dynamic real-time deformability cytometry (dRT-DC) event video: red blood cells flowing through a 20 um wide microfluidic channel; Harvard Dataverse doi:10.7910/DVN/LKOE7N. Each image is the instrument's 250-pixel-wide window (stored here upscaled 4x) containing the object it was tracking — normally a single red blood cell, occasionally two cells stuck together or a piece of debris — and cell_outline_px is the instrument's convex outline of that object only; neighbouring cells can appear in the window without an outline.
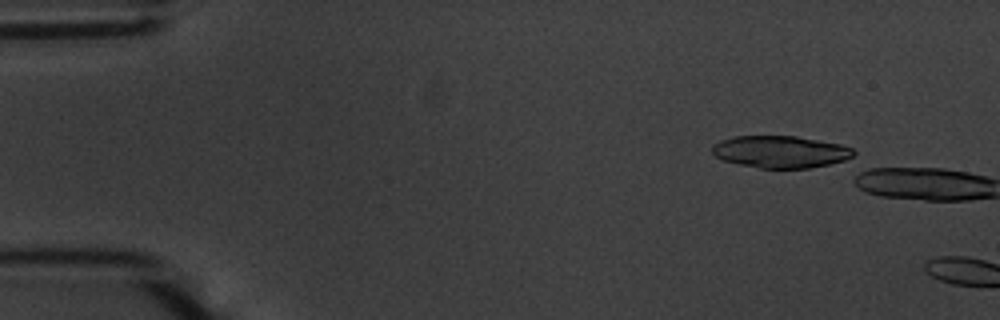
{"species": "common noctule bat (a hibernating species)", "species_latin": "Nyctalus noctula", "temperature_condition": "warm", "stored_images_in_passage": 1, "camera_frame_rate_fps": 3000, "um_per_image_px": 0.085, "animal": {"sex": "male", "body_mass_g": 20.1, "forearm_length_mm": 53.5}, "frame": {"image": 1, "passage_image": 1, "time_ms": 0.0, "image_size_px": [1000, 320], "cell_outline_px": [[856, 152], [852, 156], [844, 160], [828, 164], [808, 168], [760, 168], [740, 164], [724, 160], [716, 156], [712, 152], [712, 144], [720, 140], [732, 136], [796, 136], [840, 144], [852, 148]], "centroid_in_image_um": [66.31, 12.89], "position_along_channel_um": 18.7, "area_um2": 26.3}}